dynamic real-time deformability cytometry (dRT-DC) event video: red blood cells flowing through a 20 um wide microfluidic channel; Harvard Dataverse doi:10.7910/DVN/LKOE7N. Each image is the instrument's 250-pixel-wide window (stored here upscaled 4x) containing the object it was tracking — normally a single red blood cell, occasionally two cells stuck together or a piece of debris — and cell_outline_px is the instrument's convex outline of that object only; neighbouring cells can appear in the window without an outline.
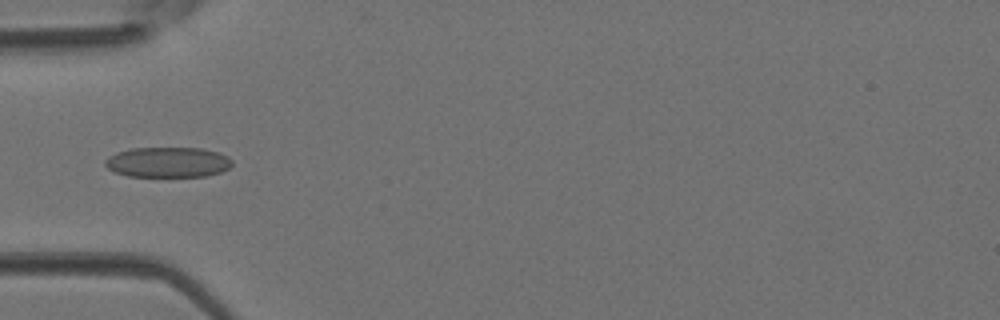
{"species": "Egyptian fruit bat (a non-hibernating species)", "species_latin": "Rousettus aegyptiacus", "temperature_condition": "room temperature", "stored_images_in_passage": 44, "camera_frame_rate_fps": 3000, "um_per_image_px": 0.085, "animal": {"sex": "female"}, "frame": {"image": 1, "passage_image": 14, "time_ms": 4.333, "image_size_px": [1000, 320], "cell_outline_px": [[232, 164], [228, 168], [220, 172], [208, 176], [128, 176], [116, 172], [108, 168], [104, 164], [104, 160], [108, 156], [116, 152], [132, 148], [204, 148], [220, 152], [228, 156], [232, 160]], "centroid_in_image_um": [14.28, 13.78], "position_along_channel_um": 70.7, "area_um2": 22.54}}
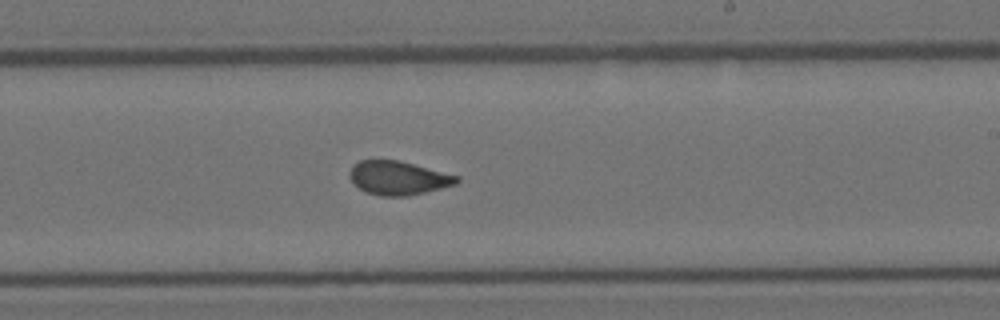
{"frame": {"image": 2, "passage_image": 26, "time_ms": 8.333, "image_size_px": [1000, 320], "cell_outline_px": [[460, 180], [456, 184], [408, 196], [380, 196], [368, 192], [352, 184], [348, 176], [348, 172], [352, 164], [360, 160], [400, 160], [460, 176]], "centroid_in_image_um": [33.82, 15.11], "position_along_channel_um": 255.2, "area_um2": 21.27}}
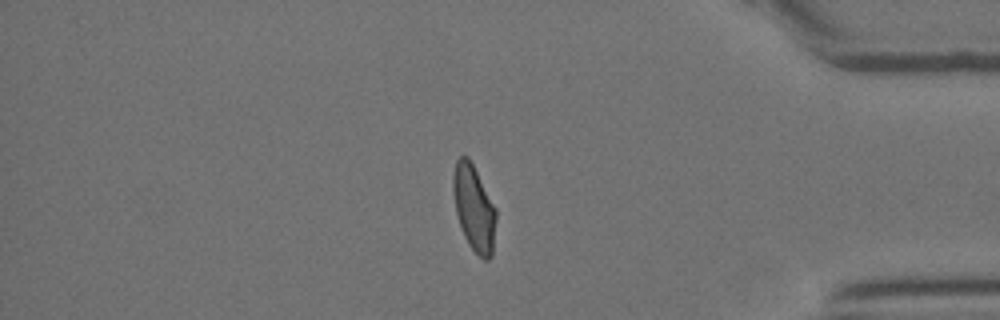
{"frame": {"image": 3, "passage_image": 37, "time_ms": 12.0, "image_size_px": [1000, 320], "cell_outline_px": [[496, 220], [492, 256], [488, 260], [484, 260], [468, 244], [464, 236], [456, 212], [452, 192], [452, 176], [456, 160], [460, 156], [468, 156], [496, 208]], "centroid_in_image_um": [40.28, 17.67], "position_along_channel_um": 394.9, "area_um2": 21.44}}